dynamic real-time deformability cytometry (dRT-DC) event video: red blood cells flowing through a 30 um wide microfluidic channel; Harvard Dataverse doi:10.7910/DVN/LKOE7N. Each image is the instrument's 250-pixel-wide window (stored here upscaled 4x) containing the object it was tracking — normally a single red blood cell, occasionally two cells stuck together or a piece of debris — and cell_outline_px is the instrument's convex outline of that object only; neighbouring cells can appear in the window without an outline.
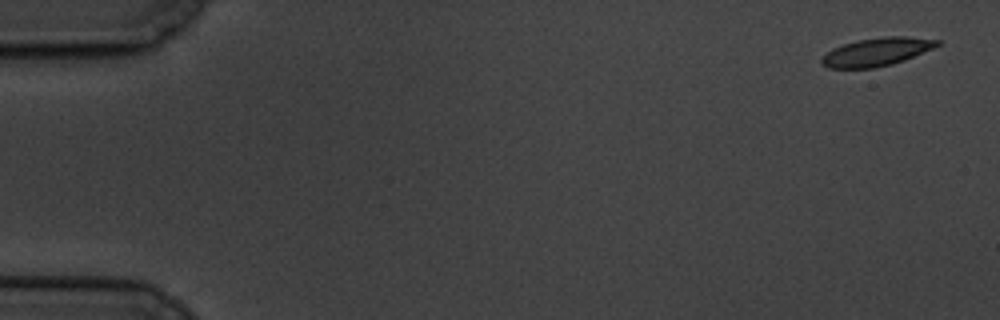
{"species": "common noctule bat (a hibernating species)", "species_latin": "Nyctalus noctula", "temperature_condition": "cold", "stored_images_in_passage": 7, "camera_frame_rate_fps": 3000, "um_per_image_px": 0.085, "animal": {"sex": "male", "body_mass_g": 19.5, "forearm_length_mm": 54.6}, "frame": {"image": 1, "passage_image": 1, "time_ms": 0.0, "image_size_px": [1000, 320], "cell_outline_px": [[940, 44], [932, 48], [904, 60], [892, 64], [872, 68], [828, 68], [820, 60], [832, 48], [856, 40], [888, 36], [908, 36], [940, 40]], "centroid_in_image_um": [74.52, 4.4], "position_along_channel_um": 10.5, "area_um2": 18.73}}
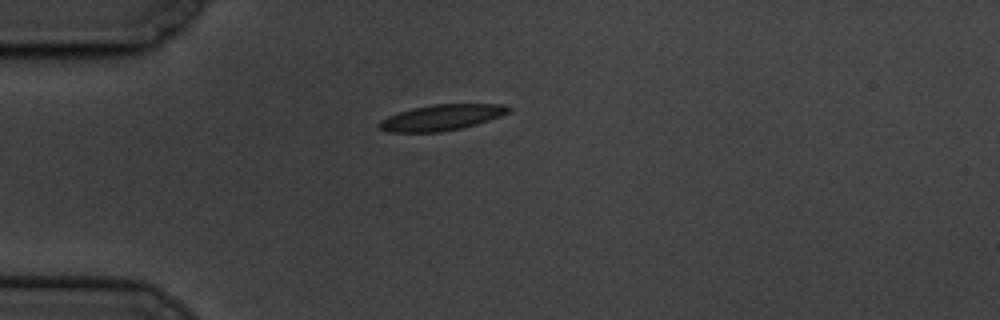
{"frame": {"image": 2, "passage_image": 5, "time_ms": 4.667, "image_size_px": [1000, 320], "cell_outline_px": [[512, 108], [508, 112], [500, 116], [476, 124], [460, 128], [440, 132], [388, 132], [380, 128], [376, 124], [380, 120], [388, 116], [412, 108], [432, 104], [504, 104]], "centroid_in_image_um": [37.5, 9.98], "position_along_channel_um": 47.5, "area_um2": 19.36}}
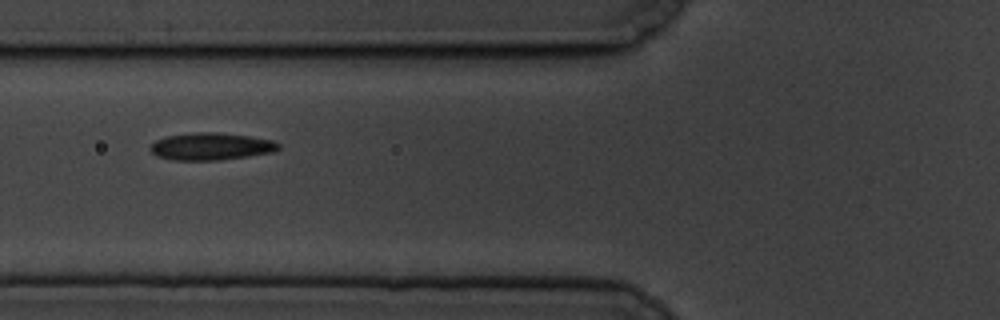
{"frame": {"image": 3, "passage_image": 7, "time_ms": 7.0, "image_size_px": [1000, 320], "cell_outline_px": [[280, 148], [272, 152], [248, 156], [216, 160], [172, 160], [156, 156], [148, 148], [156, 140], [168, 136], [196, 132], [220, 132], [248, 136], [272, 140], [280, 144]], "centroid_in_image_um": [17.92, 12.44], "position_along_channel_um": 107.9, "area_um2": 20.29}}